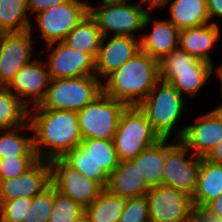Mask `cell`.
<instances>
[{"mask_svg":"<svg viewBox=\"0 0 222 222\" xmlns=\"http://www.w3.org/2000/svg\"><path fill=\"white\" fill-rule=\"evenodd\" d=\"M53 208V185L32 198L31 207L23 222H48Z\"/></svg>","mask_w":222,"mask_h":222,"instance_id":"obj_34","label":"cell"},{"mask_svg":"<svg viewBox=\"0 0 222 222\" xmlns=\"http://www.w3.org/2000/svg\"><path fill=\"white\" fill-rule=\"evenodd\" d=\"M119 222H150L147 197L127 198Z\"/></svg>","mask_w":222,"mask_h":222,"instance_id":"obj_36","label":"cell"},{"mask_svg":"<svg viewBox=\"0 0 222 222\" xmlns=\"http://www.w3.org/2000/svg\"><path fill=\"white\" fill-rule=\"evenodd\" d=\"M32 198L20 197L0 201V216L4 222H23L31 207Z\"/></svg>","mask_w":222,"mask_h":222,"instance_id":"obj_35","label":"cell"},{"mask_svg":"<svg viewBox=\"0 0 222 222\" xmlns=\"http://www.w3.org/2000/svg\"><path fill=\"white\" fill-rule=\"evenodd\" d=\"M38 160V157L0 158V180L14 178L25 173Z\"/></svg>","mask_w":222,"mask_h":222,"instance_id":"obj_37","label":"cell"},{"mask_svg":"<svg viewBox=\"0 0 222 222\" xmlns=\"http://www.w3.org/2000/svg\"><path fill=\"white\" fill-rule=\"evenodd\" d=\"M106 38H102L95 58V75L99 80L102 77L105 79L141 51L140 39L137 37L113 36L105 44Z\"/></svg>","mask_w":222,"mask_h":222,"instance_id":"obj_17","label":"cell"},{"mask_svg":"<svg viewBox=\"0 0 222 222\" xmlns=\"http://www.w3.org/2000/svg\"><path fill=\"white\" fill-rule=\"evenodd\" d=\"M196 124L180 128L173 139L181 140L193 155L204 158L222 140V123L210 111L197 117Z\"/></svg>","mask_w":222,"mask_h":222,"instance_id":"obj_16","label":"cell"},{"mask_svg":"<svg viewBox=\"0 0 222 222\" xmlns=\"http://www.w3.org/2000/svg\"><path fill=\"white\" fill-rule=\"evenodd\" d=\"M103 35L96 20L88 13L62 41L69 48L90 54L94 59L101 46Z\"/></svg>","mask_w":222,"mask_h":222,"instance_id":"obj_22","label":"cell"},{"mask_svg":"<svg viewBox=\"0 0 222 222\" xmlns=\"http://www.w3.org/2000/svg\"><path fill=\"white\" fill-rule=\"evenodd\" d=\"M169 10V21L179 31L210 23L206 0H174Z\"/></svg>","mask_w":222,"mask_h":222,"instance_id":"obj_24","label":"cell"},{"mask_svg":"<svg viewBox=\"0 0 222 222\" xmlns=\"http://www.w3.org/2000/svg\"><path fill=\"white\" fill-rule=\"evenodd\" d=\"M102 80L96 75L50 79L43 109L79 112L102 93Z\"/></svg>","mask_w":222,"mask_h":222,"instance_id":"obj_3","label":"cell"},{"mask_svg":"<svg viewBox=\"0 0 222 222\" xmlns=\"http://www.w3.org/2000/svg\"><path fill=\"white\" fill-rule=\"evenodd\" d=\"M220 28L216 22L202 24L179 33V48L199 60L213 65L210 49L220 39Z\"/></svg>","mask_w":222,"mask_h":222,"instance_id":"obj_18","label":"cell"},{"mask_svg":"<svg viewBox=\"0 0 222 222\" xmlns=\"http://www.w3.org/2000/svg\"><path fill=\"white\" fill-rule=\"evenodd\" d=\"M171 0H157V4H156V7L155 9H158V8H162L163 6H165L166 4H168Z\"/></svg>","mask_w":222,"mask_h":222,"instance_id":"obj_45","label":"cell"},{"mask_svg":"<svg viewBox=\"0 0 222 222\" xmlns=\"http://www.w3.org/2000/svg\"><path fill=\"white\" fill-rule=\"evenodd\" d=\"M50 184V163L46 160H38L25 173L14 178L0 180V201L20 197L33 198Z\"/></svg>","mask_w":222,"mask_h":222,"instance_id":"obj_15","label":"cell"},{"mask_svg":"<svg viewBox=\"0 0 222 222\" xmlns=\"http://www.w3.org/2000/svg\"><path fill=\"white\" fill-rule=\"evenodd\" d=\"M21 129L32 131L30 122L27 121L26 124L12 129L0 130L3 132V134L0 135V158L37 157L33 148V136L24 137V135H20L18 132H20L19 130Z\"/></svg>","mask_w":222,"mask_h":222,"instance_id":"obj_27","label":"cell"},{"mask_svg":"<svg viewBox=\"0 0 222 222\" xmlns=\"http://www.w3.org/2000/svg\"><path fill=\"white\" fill-rule=\"evenodd\" d=\"M165 139V166L162 174V185L172 187L193 197L198 180L201 157L191 155L185 158L190 150L181 140Z\"/></svg>","mask_w":222,"mask_h":222,"instance_id":"obj_8","label":"cell"},{"mask_svg":"<svg viewBox=\"0 0 222 222\" xmlns=\"http://www.w3.org/2000/svg\"><path fill=\"white\" fill-rule=\"evenodd\" d=\"M68 166L77 170L85 177L98 182L104 189L108 183L109 175L98 165L81 145L75 146L61 158Z\"/></svg>","mask_w":222,"mask_h":222,"instance_id":"obj_30","label":"cell"},{"mask_svg":"<svg viewBox=\"0 0 222 222\" xmlns=\"http://www.w3.org/2000/svg\"><path fill=\"white\" fill-rule=\"evenodd\" d=\"M84 213V208L53 186V208L48 222H73Z\"/></svg>","mask_w":222,"mask_h":222,"instance_id":"obj_33","label":"cell"},{"mask_svg":"<svg viewBox=\"0 0 222 222\" xmlns=\"http://www.w3.org/2000/svg\"><path fill=\"white\" fill-rule=\"evenodd\" d=\"M95 162L109 175L119 164L118 155L113 140L106 139H82L80 144Z\"/></svg>","mask_w":222,"mask_h":222,"instance_id":"obj_31","label":"cell"},{"mask_svg":"<svg viewBox=\"0 0 222 222\" xmlns=\"http://www.w3.org/2000/svg\"><path fill=\"white\" fill-rule=\"evenodd\" d=\"M204 159L214 163L222 164V140L219 143H217L215 146H213V148L204 157Z\"/></svg>","mask_w":222,"mask_h":222,"instance_id":"obj_41","label":"cell"},{"mask_svg":"<svg viewBox=\"0 0 222 222\" xmlns=\"http://www.w3.org/2000/svg\"><path fill=\"white\" fill-rule=\"evenodd\" d=\"M193 222H222V219H217L210 216L202 209H195L193 214Z\"/></svg>","mask_w":222,"mask_h":222,"instance_id":"obj_42","label":"cell"},{"mask_svg":"<svg viewBox=\"0 0 222 222\" xmlns=\"http://www.w3.org/2000/svg\"><path fill=\"white\" fill-rule=\"evenodd\" d=\"M161 139H169L184 109L182 96L170 83L159 80L138 105Z\"/></svg>","mask_w":222,"mask_h":222,"instance_id":"obj_5","label":"cell"},{"mask_svg":"<svg viewBox=\"0 0 222 222\" xmlns=\"http://www.w3.org/2000/svg\"><path fill=\"white\" fill-rule=\"evenodd\" d=\"M217 119L222 123V105L211 111Z\"/></svg>","mask_w":222,"mask_h":222,"instance_id":"obj_44","label":"cell"},{"mask_svg":"<svg viewBox=\"0 0 222 222\" xmlns=\"http://www.w3.org/2000/svg\"><path fill=\"white\" fill-rule=\"evenodd\" d=\"M49 82L50 76L46 63L34 59L17 72L7 88L27 107L31 104L34 107L44 100ZM29 96H31L30 99Z\"/></svg>","mask_w":222,"mask_h":222,"instance_id":"obj_14","label":"cell"},{"mask_svg":"<svg viewBox=\"0 0 222 222\" xmlns=\"http://www.w3.org/2000/svg\"><path fill=\"white\" fill-rule=\"evenodd\" d=\"M49 163L51 184L54 188L84 209L92 204L104 190L98 182L71 168L61 158L53 159Z\"/></svg>","mask_w":222,"mask_h":222,"instance_id":"obj_11","label":"cell"},{"mask_svg":"<svg viewBox=\"0 0 222 222\" xmlns=\"http://www.w3.org/2000/svg\"><path fill=\"white\" fill-rule=\"evenodd\" d=\"M32 28L31 25L30 30L0 34V83L4 87L31 61Z\"/></svg>","mask_w":222,"mask_h":222,"instance_id":"obj_12","label":"cell"},{"mask_svg":"<svg viewBox=\"0 0 222 222\" xmlns=\"http://www.w3.org/2000/svg\"><path fill=\"white\" fill-rule=\"evenodd\" d=\"M27 0H0V34L30 30Z\"/></svg>","mask_w":222,"mask_h":222,"instance_id":"obj_28","label":"cell"},{"mask_svg":"<svg viewBox=\"0 0 222 222\" xmlns=\"http://www.w3.org/2000/svg\"><path fill=\"white\" fill-rule=\"evenodd\" d=\"M153 30L140 38L141 51L160 61L179 48L180 31L167 19L153 20Z\"/></svg>","mask_w":222,"mask_h":222,"instance_id":"obj_20","label":"cell"},{"mask_svg":"<svg viewBox=\"0 0 222 222\" xmlns=\"http://www.w3.org/2000/svg\"><path fill=\"white\" fill-rule=\"evenodd\" d=\"M150 222H193L192 198L172 187L158 185L146 194Z\"/></svg>","mask_w":222,"mask_h":222,"instance_id":"obj_10","label":"cell"},{"mask_svg":"<svg viewBox=\"0 0 222 222\" xmlns=\"http://www.w3.org/2000/svg\"><path fill=\"white\" fill-rule=\"evenodd\" d=\"M202 210L210 216L222 219V194L207 203Z\"/></svg>","mask_w":222,"mask_h":222,"instance_id":"obj_39","label":"cell"},{"mask_svg":"<svg viewBox=\"0 0 222 222\" xmlns=\"http://www.w3.org/2000/svg\"><path fill=\"white\" fill-rule=\"evenodd\" d=\"M65 1L66 0H27V5L29 11L38 14Z\"/></svg>","mask_w":222,"mask_h":222,"instance_id":"obj_38","label":"cell"},{"mask_svg":"<svg viewBox=\"0 0 222 222\" xmlns=\"http://www.w3.org/2000/svg\"><path fill=\"white\" fill-rule=\"evenodd\" d=\"M127 107L123 102L100 93L91 103L77 112L82 139L113 140L121 114Z\"/></svg>","mask_w":222,"mask_h":222,"instance_id":"obj_7","label":"cell"},{"mask_svg":"<svg viewBox=\"0 0 222 222\" xmlns=\"http://www.w3.org/2000/svg\"><path fill=\"white\" fill-rule=\"evenodd\" d=\"M127 198L110 194L104 189L85 209L90 222H119Z\"/></svg>","mask_w":222,"mask_h":222,"instance_id":"obj_26","label":"cell"},{"mask_svg":"<svg viewBox=\"0 0 222 222\" xmlns=\"http://www.w3.org/2000/svg\"><path fill=\"white\" fill-rule=\"evenodd\" d=\"M213 67H192V70L169 71L161 80L170 83L182 96L196 95L211 77Z\"/></svg>","mask_w":222,"mask_h":222,"instance_id":"obj_25","label":"cell"},{"mask_svg":"<svg viewBox=\"0 0 222 222\" xmlns=\"http://www.w3.org/2000/svg\"><path fill=\"white\" fill-rule=\"evenodd\" d=\"M89 14L96 20L103 37L128 36L135 37V32L146 28L151 22L148 9L141 4L111 3L102 0L100 5H89ZM112 31V32H111Z\"/></svg>","mask_w":222,"mask_h":222,"instance_id":"obj_4","label":"cell"},{"mask_svg":"<svg viewBox=\"0 0 222 222\" xmlns=\"http://www.w3.org/2000/svg\"><path fill=\"white\" fill-rule=\"evenodd\" d=\"M108 2L111 3H128L131 0H106ZM141 4L143 3L144 5L147 4V7H149V11L150 9L154 10L157 4V0H141L140 2Z\"/></svg>","mask_w":222,"mask_h":222,"instance_id":"obj_43","label":"cell"},{"mask_svg":"<svg viewBox=\"0 0 222 222\" xmlns=\"http://www.w3.org/2000/svg\"><path fill=\"white\" fill-rule=\"evenodd\" d=\"M58 43V44H57ZM51 50L49 61L46 63L50 79H63L95 75V59L87 53L69 48L65 43L48 44Z\"/></svg>","mask_w":222,"mask_h":222,"instance_id":"obj_13","label":"cell"},{"mask_svg":"<svg viewBox=\"0 0 222 222\" xmlns=\"http://www.w3.org/2000/svg\"><path fill=\"white\" fill-rule=\"evenodd\" d=\"M73 222H90L88 216L84 213L82 216H80L78 219H76Z\"/></svg>","mask_w":222,"mask_h":222,"instance_id":"obj_46","label":"cell"},{"mask_svg":"<svg viewBox=\"0 0 222 222\" xmlns=\"http://www.w3.org/2000/svg\"><path fill=\"white\" fill-rule=\"evenodd\" d=\"M216 70L214 71V68H212V73L216 72L217 75H222V64H220Z\"/></svg>","mask_w":222,"mask_h":222,"instance_id":"obj_47","label":"cell"},{"mask_svg":"<svg viewBox=\"0 0 222 222\" xmlns=\"http://www.w3.org/2000/svg\"><path fill=\"white\" fill-rule=\"evenodd\" d=\"M28 121L34 133L33 148L39 160L62 158L81 144L77 112L48 110L37 105L29 109Z\"/></svg>","mask_w":222,"mask_h":222,"instance_id":"obj_1","label":"cell"},{"mask_svg":"<svg viewBox=\"0 0 222 222\" xmlns=\"http://www.w3.org/2000/svg\"><path fill=\"white\" fill-rule=\"evenodd\" d=\"M219 80L221 81V85H222V75H217ZM221 90H222V86H221Z\"/></svg>","mask_w":222,"mask_h":222,"instance_id":"obj_48","label":"cell"},{"mask_svg":"<svg viewBox=\"0 0 222 222\" xmlns=\"http://www.w3.org/2000/svg\"><path fill=\"white\" fill-rule=\"evenodd\" d=\"M192 67L214 66L177 48L159 61V79L161 80L169 71L192 70Z\"/></svg>","mask_w":222,"mask_h":222,"instance_id":"obj_32","label":"cell"},{"mask_svg":"<svg viewBox=\"0 0 222 222\" xmlns=\"http://www.w3.org/2000/svg\"><path fill=\"white\" fill-rule=\"evenodd\" d=\"M222 194V164L201 158L197 186L192 197L194 209H202Z\"/></svg>","mask_w":222,"mask_h":222,"instance_id":"obj_21","label":"cell"},{"mask_svg":"<svg viewBox=\"0 0 222 222\" xmlns=\"http://www.w3.org/2000/svg\"><path fill=\"white\" fill-rule=\"evenodd\" d=\"M159 80V61L140 51L103 80L102 92L127 106H138Z\"/></svg>","mask_w":222,"mask_h":222,"instance_id":"obj_2","label":"cell"},{"mask_svg":"<svg viewBox=\"0 0 222 222\" xmlns=\"http://www.w3.org/2000/svg\"><path fill=\"white\" fill-rule=\"evenodd\" d=\"M138 165L140 176L149 188L162 185V174L165 166V139L143 150L132 159Z\"/></svg>","mask_w":222,"mask_h":222,"instance_id":"obj_23","label":"cell"},{"mask_svg":"<svg viewBox=\"0 0 222 222\" xmlns=\"http://www.w3.org/2000/svg\"><path fill=\"white\" fill-rule=\"evenodd\" d=\"M209 19L215 16L222 18V0H206Z\"/></svg>","mask_w":222,"mask_h":222,"instance_id":"obj_40","label":"cell"},{"mask_svg":"<svg viewBox=\"0 0 222 222\" xmlns=\"http://www.w3.org/2000/svg\"><path fill=\"white\" fill-rule=\"evenodd\" d=\"M105 189L114 195L125 198L146 196L150 188L140 176L138 165L132 160L120 161L118 166L109 174Z\"/></svg>","mask_w":222,"mask_h":222,"instance_id":"obj_19","label":"cell"},{"mask_svg":"<svg viewBox=\"0 0 222 222\" xmlns=\"http://www.w3.org/2000/svg\"><path fill=\"white\" fill-rule=\"evenodd\" d=\"M28 119V107L7 87H2L0 89V130L24 125Z\"/></svg>","mask_w":222,"mask_h":222,"instance_id":"obj_29","label":"cell"},{"mask_svg":"<svg viewBox=\"0 0 222 222\" xmlns=\"http://www.w3.org/2000/svg\"><path fill=\"white\" fill-rule=\"evenodd\" d=\"M159 140L161 138L139 106H127L113 139L119 161L134 159Z\"/></svg>","mask_w":222,"mask_h":222,"instance_id":"obj_6","label":"cell"},{"mask_svg":"<svg viewBox=\"0 0 222 222\" xmlns=\"http://www.w3.org/2000/svg\"><path fill=\"white\" fill-rule=\"evenodd\" d=\"M88 13L89 4L80 0H66L62 4L35 14V17L41 37L48 45L63 41Z\"/></svg>","mask_w":222,"mask_h":222,"instance_id":"obj_9","label":"cell"}]
</instances>
